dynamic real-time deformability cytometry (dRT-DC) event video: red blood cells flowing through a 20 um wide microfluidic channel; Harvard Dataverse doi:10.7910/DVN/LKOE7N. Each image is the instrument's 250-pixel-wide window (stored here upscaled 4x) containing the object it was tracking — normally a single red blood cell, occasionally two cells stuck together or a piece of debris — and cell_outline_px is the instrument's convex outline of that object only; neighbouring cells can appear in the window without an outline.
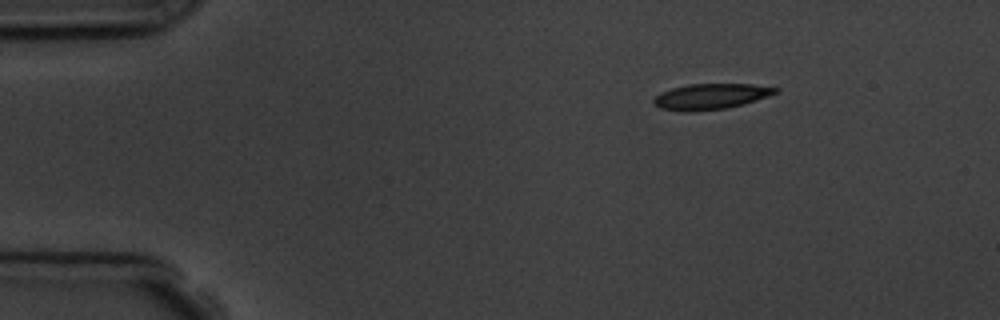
{"species": "common noctule bat (a hibernating species)", "species_latin": "Nyctalus noctula", "temperature_condition": "room temperature", "stored_images_in_passage": 3, "camera_frame_rate_fps": 3000, "um_per_image_px": 0.085, "animal": {"sex": "male", "body_mass_g": 19.5, "forearm_length_mm": 54.6}, "frame": {"image": 1, "passage_image": 1, "time_ms": 0.0, "image_size_px": [1000, 320], "cell_outline_px": [[780, 92], [744, 104], [728, 108], [688, 112], [660, 108], [652, 104], [652, 100], [660, 92], [672, 88], [688, 84], [752, 84], [780, 88]], "centroid_in_image_um": [60.42, 8.2], "position_along_channel_um": 24.6, "area_um2": 18.38}}